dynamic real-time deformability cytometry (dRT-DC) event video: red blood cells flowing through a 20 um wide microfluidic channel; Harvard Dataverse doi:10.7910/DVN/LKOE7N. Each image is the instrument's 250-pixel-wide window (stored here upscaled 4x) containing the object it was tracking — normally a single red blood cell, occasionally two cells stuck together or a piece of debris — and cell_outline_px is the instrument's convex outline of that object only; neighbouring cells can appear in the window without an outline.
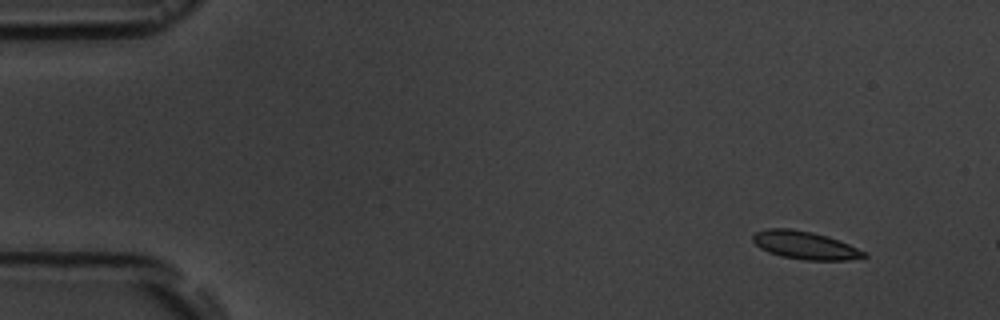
{"species": "common noctule bat (a hibernating species)", "species_latin": "Nyctalus noctula", "temperature_condition": "room temperature", "stored_images_in_passage": 3, "camera_frame_rate_fps": 3000, "um_per_image_px": 0.085, "animal": {"sex": "male", "body_mass_g": 19.5, "forearm_length_mm": 54.6}, "frame": {"image": 1, "passage_image": 1, "time_ms": 0.0, "image_size_px": [1000, 320], "cell_outline_px": [[868, 256], [848, 260], [804, 260], [780, 256], [768, 252], [760, 248], [752, 240], [752, 236], [756, 232], [768, 228], [788, 228], [812, 232], [828, 236], [868, 252]], "centroid_in_image_um": [68.43, 20.85], "position_along_channel_um": 16.6, "area_um2": 18.15}}